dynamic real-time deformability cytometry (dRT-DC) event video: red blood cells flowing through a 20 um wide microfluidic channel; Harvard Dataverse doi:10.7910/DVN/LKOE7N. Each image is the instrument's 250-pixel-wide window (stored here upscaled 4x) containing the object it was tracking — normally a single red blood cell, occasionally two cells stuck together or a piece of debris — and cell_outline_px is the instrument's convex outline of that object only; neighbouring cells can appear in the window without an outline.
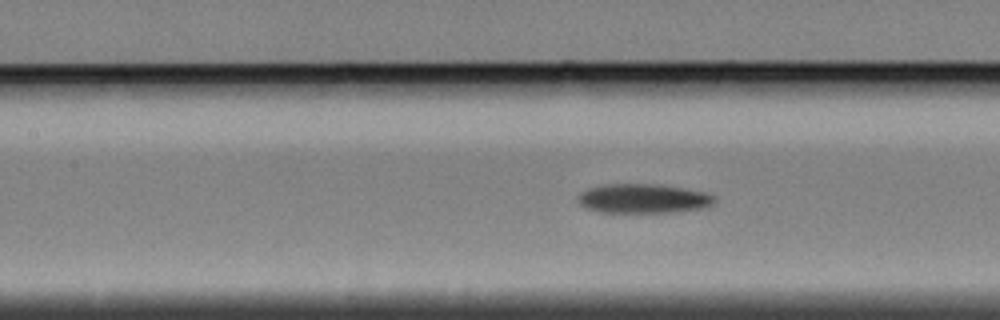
{"species": "Egyptian fruit bat (a non-hibernating species)", "species_latin": "Rousettus aegyptiacus", "temperature_condition": "cold", "stored_images_in_passage": 30, "camera_frame_rate_fps": 3000, "um_per_image_px": 0.085, "animal": {"sex": "female"}, "frame": {"image": 1, "passage_image": 9, "time_ms": 2.667, "image_size_px": [1000, 320], "cell_outline_px": [[716, 200], [712, 204], [704, 208], [672, 212], [600, 212], [588, 208], [580, 204], [576, 200], [576, 196], [580, 192], [588, 188], [604, 184], [652, 184], [680, 188], [704, 192], [716, 196]], "centroid_in_image_um": [54.64, 16.88], "position_along_channel_um": 152.8, "area_um2": 23.24}}
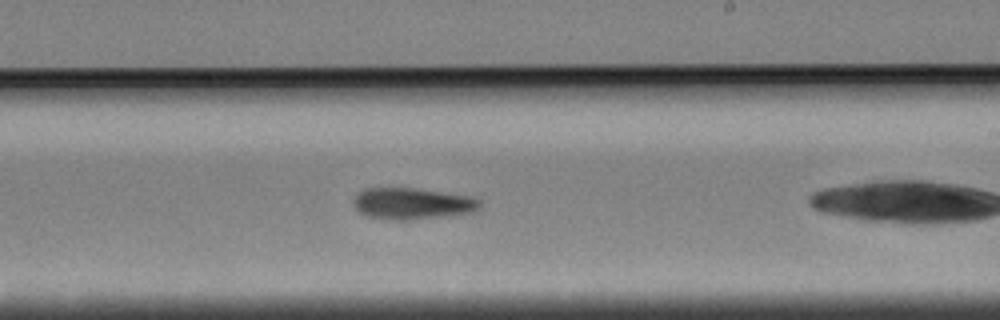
{"frame": {"image": 2, "passage_image": 18, "time_ms": 5.667, "image_size_px": [1000, 320], "cell_outline_px": [[480, 208], [476, 212], [412, 220], [392, 220], [364, 216], [352, 204], [352, 200], [356, 192], [364, 188], [420, 188], [472, 196], [480, 200]], "centroid_in_image_um": [35.03, 17.3], "position_along_channel_um": 254.0, "area_um2": 23.76}}
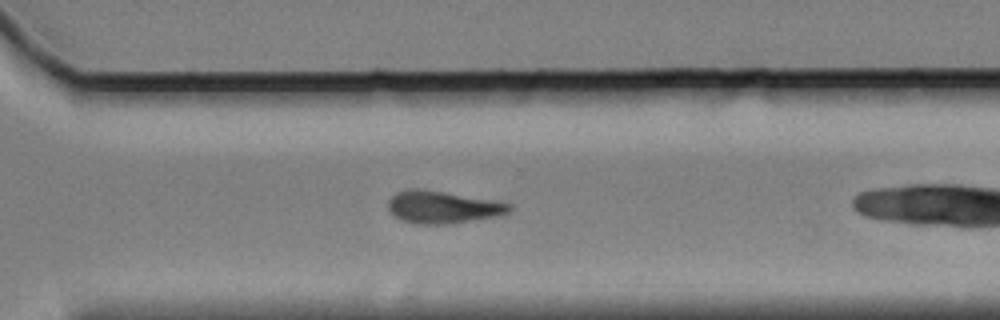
{"frame": {"image": 3, "passage_image": 25, "time_ms": 8.0, "image_size_px": [1000, 320], "cell_outline_px": [[512, 208], [508, 212], [500, 216], [452, 224], [416, 224], [400, 220], [388, 208], [388, 200], [396, 192], [416, 188], [444, 192], [492, 200], [512, 204]], "centroid_in_image_um": [37.64, 17.62], "position_along_channel_um": 333.0, "area_um2": 22.83}}